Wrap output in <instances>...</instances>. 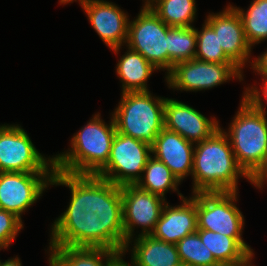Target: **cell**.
<instances>
[{
    "label": "cell",
    "mask_w": 267,
    "mask_h": 266,
    "mask_svg": "<svg viewBox=\"0 0 267 266\" xmlns=\"http://www.w3.org/2000/svg\"><path fill=\"white\" fill-rule=\"evenodd\" d=\"M70 190L66 210L50 226L49 246L105 248L123 252L121 186L96 175L54 170L50 187Z\"/></svg>",
    "instance_id": "1"
},
{
    "label": "cell",
    "mask_w": 267,
    "mask_h": 266,
    "mask_svg": "<svg viewBox=\"0 0 267 266\" xmlns=\"http://www.w3.org/2000/svg\"><path fill=\"white\" fill-rule=\"evenodd\" d=\"M249 176L238 165L227 135L218 129L211 137L195 143L191 194L239 192V178Z\"/></svg>",
    "instance_id": "2"
},
{
    "label": "cell",
    "mask_w": 267,
    "mask_h": 266,
    "mask_svg": "<svg viewBox=\"0 0 267 266\" xmlns=\"http://www.w3.org/2000/svg\"><path fill=\"white\" fill-rule=\"evenodd\" d=\"M116 133L112 115L109 123L100 112L74 133L68 150L54 157L55 170L76 175H96L108 162Z\"/></svg>",
    "instance_id": "3"
},
{
    "label": "cell",
    "mask_w": 267,
    "mask_h": 266,
    "mask_svg": "<svg viewBox=\"0 0 267 266\" xmlns=\"http://www.w3.org/2000/svg\"><path fill=\"white\" fill-rule=\"evenodd\" d=\"M239 108L228 128L227 135L238 165L250 176L261 164L267 152V115L241 96Z\"/></svg>",
    "instance_id": "4"
},
{
    "label": "cell",
    "mask_w": 267,
    "mask_h": 266,
    "mask_svg": "<svg viewBox=\"0 0 267 266\" xmlns=\"http://www.w3.org/2000/svg\"><path fill=\"white\" fill-rule=\"evenodd\" d=\"M112 113L116 132L152 145L164 128L165 97L151 91L121 93Z\"/></svg>",
    "instance_id": "5"
},
{
    "label": "cell",
    "mask_w": 267,
    "mask_h": 266,
    "mask_svg": "<svg viewBox=\"0 0 267 266\" xmlns=\"http://www.w3.org/2000/svg\"><path fill=\"white\" fill-rule=\"evenodd\" d=\"M239 192L196 193L197 229L233 237L249 254L255 253L242 237L244 215L236 206Z\"/></svg>",
    "instance_id": "6"
},
{
    "label": "cell",
    "mask_w": 267,
    "mask_h": 266,
    "mask_svg": "<svg viewBox=\"0 0 267 266\" xmlns=\"http://www.w3.org/2000/svg\"><path fill=\"white\" fill-rule=\"evenodd\" d=\"M54 170V157L40 153L21 124L0 125V172Z\"/></svg>",
    "instance_id": "7"
},
{
    "label": "cell",
    "mask_w": 267,
    "mask_h": 266,
    "mask_svg": "<svg viewBox=\"0 0 267 266\" xmlns=\"http://www.w3.org/2000/svg\"><path fill=\"white\" fill-rule=\"evenodd\" d=\"M244 71L234 63H211L197 59L175 64L164 77L168 89L198 92L212 89L230 80L244 81Z\"/></svg>",
    "instance_id": "8"
},
{
    "label": "cell",
    "mask_w": 267,
    "mask_h": 266,
    "mask_svg": "<svg viewBox=\"0 0 267 266\" xmlns=\"http://www.w3.org/2000/svg\"><path fill=\"white\" fill-rule=\"evenodd\" d=\"M151 156V145L116 132L109 160L96 176L118 186L135 185Z\"/></svg>",
    "instance_id": "9"
},
{
    "label": "cell",
    "mask_w": 267,
    "mask_h": 266,
    "mask_svg": "<svg viewBox=\"0 0 267 266\" xmlns=\"http://www.w3.org/2000/svg\"><path fill=\"white\" fill-rule=\"evenodd\" d=\"M166 25L150 7H141L133 20L129 21L125 46L139 52L159 71L168 74V51Z\"/></svg>",
    "instance_id": "10"
},
{
    "label": "cell",
    "mask_w": 267,
    "mask_h": 266,
    "mask_svg": "<svg viewBox=\"0 0 267 266\" xmlns=\"http://www.w3.org/2000/svg\"><path fill=\"white\" fill-rule=\"evenodd\" d=\"M53 172H0V209L22 220L48 190Z\"/></svg>",
    "instance_id": "11"
},
{
    "label": "cell",
    "mask_w": 267,
    "mask_h": 266,
    "mask_svg": "<svg viewBox=\"0 0 267 266\" xmlns=\"http://www.w3.org/2000/svg\"><path fill=\"white\" fill-rule=\"evenodd\" d=\"M121 196L125 241L128 242L134 236L151 235L167 199L136 185L121 186ZM138 228L141 229L139 233Z\"/></svg>",
    "instance_id": "12"
},
{
    "label": "cell",
    "mask_w": 267,
    "mask_h": 266,
    "mask_svg": "<svg viewBox=\"0 0 267 266\" xmlns=\"http://www.w3.org/2000/svg\"><path fill=\"white\" fill-rule=\"evenodd\" d=\"M78 3L105 45L116 55L121 53L120 49L122 51L127 41L129 14L108 0H81Z\"/></svg>",
    "instance_id": "13"
},
{
    "label": "cell",
    "mask_w": 267,
    "mask_h": 266,
    "mask_svg": "<svg viewBox=\"0 0 267 266\" xmlns=\"http://www.w3.org/2000/svg\"><path fill=\"white\" fill-rule=\"evenodd\" d=\"M225 7L220 12L207 14L205 21L218 35L219 45H221L225 55L244 71L245 67L252 64L253 50L246 39L239 13L230 3ZM247 64L248 66H246Z\"/></svg>",
    "instance_id": "14"
},
{
    "label": "cell",
    "mask_w": 267,
    "mask_h": 266,
    "mask_svg": "<svg viewBox=\"0 0 267 266\" xmlns=\"http://www.w3.org/2000/svg\"><path fill=\"white\" fill-rule=\"evenodd\" d=\"M210 117L175 98H165L164 127L194 144L211 137L221 128L217 118Z\"/></svg>",
    "instance_id": "15"
},
{
    "label": "cell",
    "mask_w": 267,
    "mask_h": 266,
    "mask_svg": "<svg viewBox=\"0 0 267 266\" xmlns=\"http://www.w3.org/2000/svg\"><path fill=\"white\" fill-rule=\"evenodd\" d=\"M195 144L165 127L151 145L152 156L163 162L179 180L191 176Z\"/></svg>",
    "instance_id": "16"
},
{
    "label": "cell",
    "mask_w": 267,
    "mask_h": 266,
    "mask_svg": "<svg viewBox=\"0 0 267 266\" xmlns=\"http://www.w3.org/2000/svg\"><path fill=\"white\" fill-rule=\"evenodd\" d=\"M180 202L175 206L168 202L164 205L151 233L154 238L177 244L182 238L197 231L196 193L182 198Z\"/></svg>",
    "instance_id": "17"
},
{
    "label": "cell",
    "mask_w": 267,
    "mask_h": 266,
    "mask_svg": "<svg viewBox=\"0 0 267 266\" xmlns=\"http://www.w3.org/2000/svg\"><path fill=\"white\" fill-rule=\"evenodd\" d=\"M131 245V246H130ZM123 252H131L134 266H179L182 264L176 244L167 243L152 235L129 240Z\"/></svg>",
    "instance_id": "18"
},
{
    "label": "cell",
    "mask_w": 267,
    "mask_h": 266,
    "mask_svg": "<svg viewBox=\"0 0 267 266\" xmlns=\"http://www.w3.org/2000/svg\"><path fill=\"white\" fill-rule=\"evenodd\" d=\"M47 250L49 266H108L120 253L105 248L71 246H48Z\"/></svg>",
    "instance_id": "19"
},
{
    "label": "cell",
    "mask_w": 267,
    "mask_h": 266,
    "mask_svg": "<svg viewBox=\"0 0 267 266\" xmlns=\"http://www.w3.org/2000/svg\"><path fill=\"white\" fill-rule=\"evenodd\" d=\"M126 51L118 59L115 72L120 80L121 93L149 91L148 79L152 73L157 72L151 63H149L139 52H136L126 46Z\"/></svg>",
    "instance_id": "20"
},
{
    "label": "cell",
    "mask_w": 267,
    "mask_h": 266,
    "mask_svg": "<svg viewBox=\"0 0 267 266\" xmlns=\"http://www.w3.org/2000/svg\"><path fill=\"white\" fill-rule=\"evenodd\" d=\"M181 184L163 162L151 156L142 176L135 185L144 191L160 195L163 198L169 191L176 192L181 200L185 197L178 188Z\"/></svg>",
    "instance_id": "21"
},
{
    "label": "cell",
    "mask_w": 267,
    "mask_h": 266,
    "mask_svg": "<svg viewBox=\"0 0 267 266\" xmlns=\"http://www.w3.org/2000/svg\"><path fill=\"white\" fill-rule=\"evenodd\" d=\"M196 232L221 265L242 262L250 255L233 237L204 229H197Z\"/></svg>",
    "instance_id": "22"
},
{
    "label": "cell",
    "mask_w": 267,
    "mask_h": 266,
    "mask_svg": "<svg viewBox=\"0 0 267 266\" xmlns=\"http://www.w3.org/2000/svg\"><path fill=\"white\" fill-rule=\"evenodd\" d=\"M196 0H156L150 9L169 27H191L197 18Z\"/></svg>",
    "instance_id": "23"
},
{
    "label": "cell",
    "mask_w": 267,
    "mask_h": 266,
    "mask_svg": "<svg viewBox=\"0 0 267 266\" xmlns=\"http://www.w3.org/2000/svg\"><path fill=\"white\" fill-rule=\"evenodd\" d=\"M196 42L195 26L169 27L167 30L168 73L175 64L195 59Z\"/></svg>",
    "instance_id": "24"
},
{
    "label": "cell",
    "mask_w": 267,
    "mask_h": 266,
    "mask_svg": "<svg viewBox=\"0 0 267 266\" xmlns=\"http://www.w3.org/2000/svg\"><path fill=\"white\" fill-rule=\"evenodd\" d=\"M250 3L246 11L231 5L240 15L246 39L253 49L255 44L267 40V0H252Z\"/></svg>",
    "instance_id": "25"
},
{
    "label": "cell",
    "mask_w": 267,
    "mask_h": 266,
    "mask_svg": "<svg viewBox=\"0 0 267 266\" xmlns=\"http://www.w3.org/2000/svg\"><path fill=\"white\" fill-rule=\"evenodd\" d=\"M182 264L187 266H222L202 243L197 232L187 235L176 244Z\"/></svg>",
    "instance_id": "26"
},
{
    "label": "cell",
    "mask_w": 267,
    "mask_h": 266,
    "mask_svg": "<svg viewBox=\"0 0 267 266\" xmlns=\"http://www.w3.org/2000/svg\"><path fill=\"white\" fill-rule=\"evenodd\" d=\"M197 42L195 59L211 63H233L219 45L218 35L204 20L202 28H196Z\"/></svg>",
    "instance_id": "27"
},
{
    "label": "cell",
    "mask_w": 267,
    "mask_h": 266,
    "mask_svg": "<svg viewBox=\"0 0 267 266\" xmlns=\"http://www.w3.org/2000/svg\"><path fill=\"white\" fill-rule=\"evenodd\" d=\"M11 212L0 209V247L8 249L24 228V221Z\"/></svg>",
    "instance_id": "28"
},
{
    "label": "cell",
    "mask_w": 267,
    "mask_h": 266,
    "mask_svg": "<svg viewBox=\"0 0 267 266\" xmlns=\"http://www.w3.org/2000/svg\"><path fill=\"white\" fill-rule=\"evenodd\" d=\"M262 83H260V86L258 88L257 85L254 83V85H248V87L244 86L245 91V98L249 100L260 112H262L264 115H267L266 111V105H267V78L261 80ZM266 101V104L264 102Z\"/></svg>",
    "instance_id": "29"
},
{
    "label": "cell",
    "mask_w": 267,
    "mask_h": 266,
    "mask_svg": "<svg viewBox=\"0 0 267 266\" xmlns=\"http://www.w3.org/2000/svg\"><path fill=\"white\" fill-rule=\"evenodd\" d=\"M248 182L259 190H263L264 185L267 184V152L261 164L249 176Z\"/></svg>",
    "instance_id": "30"
},
{
    "label": "cell",
    "mask_w": 267,
    "mask_h": 266,
    "mask_svg": "<svg viewBox=\"0 0 267 266\" xmlns=\"http://www.w3.org/2000/svg\"><path fill=\"white\" fill-rule=\"evenodd\" d=\"M256 75H260L262 80L267 78V48L265 52H262L259 56L252 59L250 67Z\"/></svg>",
    "instance_id": "31"
},
{
    "label": "cell",
    "mask_w": 267,
    "mask_h": 266,
    "mask_svg": "<svg viewBox=\"0 0 267 266\" xmlns=\"http://www.w3.org/2000/svg\"><path fill=\"white\" fill-rule=\"evenodd\" d=\"M126 254L124 252H120L109 264L108 266H134L133 262L125 261Z\"/></svg>",
    "instance_id": "32"
},
{
    "label": "cell",
    "mask_w": 267,
    "mask_h": 266,
    "mask_svg": "<svg viewBox=\"0 0 267 266\" xmlns=\"http://www.w3.org/2000/svg\"><path fill=\"white\" fill-rule=\"evenodd\" d=\"M0 266H22V262L17 255L14 256L13 258L11 257L5 261H2Z\"/></svg>",
    "instance_id": "33"
},
{
    "label": "cell",
    "mask_w": 267,
    "mask_h": 266,
    "mask_svg": "<svg viewBox=\"0 0 267 266\" xmlns=\"http://www.w3.org/2000/svg\"><path fill=\"white\" fill-rule=\"evenodd\" d=\"M255 256L254 253L247 256L242 262L236 264H229V265H222V266H255L252 262L255 260L253 259ZM253 260V261H252ZM253 264V265H252Z\"/></svg>",
    "instance_id": "34"
},
{
    "label": "cell",
    "mask_w": 267,
    "mask_h": 266,
    "mask_svg": "<svg viewBox=\"0 0 267 266\" xmlns=\"http://www.w3.org/2000/svg\"><path fill=\"white\" fill-rule=\"evenodd\" d=\"M60 5H67L74 2H79L81 0H58Z\"/></svg>",
    "instance_id": "35"
},
{
    "label": "cell",
    "mask_w": 267,
    "mask_h": 266,
    "mask_svg": "<svg viewBox=\"0 0 267 266\" xmlns=\"http://www.w3.org/2000/svg\"><path fill=\"white\" fill-rule=\"evenodd\" d=\"M142 1L143 2L141 7H150L156 0H142Z\"/></svg>",
    "instance_id": "36"
}]
</instances>
